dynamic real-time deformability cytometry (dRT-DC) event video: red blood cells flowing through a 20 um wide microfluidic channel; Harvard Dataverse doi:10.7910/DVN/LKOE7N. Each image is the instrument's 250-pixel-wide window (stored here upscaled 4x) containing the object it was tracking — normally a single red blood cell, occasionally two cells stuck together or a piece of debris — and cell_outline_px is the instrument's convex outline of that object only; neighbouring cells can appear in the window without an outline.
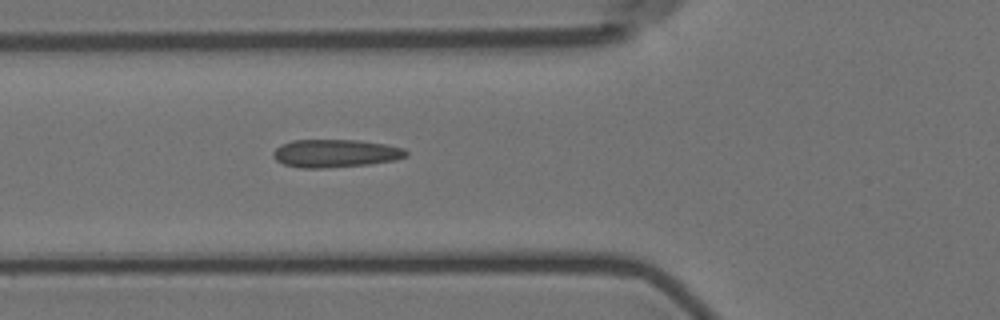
{"species": "Egyptian fruit bat (a non-hibernating species)", "species_latin": "Rousettus aegyptiacus", "temperature_condition": "room temperature", "stored_images_in_passage": 2, "camera_frame_rate_fps": 3000, "um_per_image_px": 0.085, "animal": {"sex": "female"}, "frame": {"image": 1, "passage_image": 2, "time_ms": 1.0, "image_size_px": [1000, 320], "cell_outline_px": [[408, 156], [396, 160], [368, 164], [324, 168], [300, 168], [284, 164], [276, 160], [272, 156], [272, 152], [280, 144], [292, 140], [360, 140], [384, 144], [404, 148], [408, 152]], "centroid_in_image_um": [28.5, 13.03], "position_along_channel_um": 97.3, "area_um2": 21.79}}